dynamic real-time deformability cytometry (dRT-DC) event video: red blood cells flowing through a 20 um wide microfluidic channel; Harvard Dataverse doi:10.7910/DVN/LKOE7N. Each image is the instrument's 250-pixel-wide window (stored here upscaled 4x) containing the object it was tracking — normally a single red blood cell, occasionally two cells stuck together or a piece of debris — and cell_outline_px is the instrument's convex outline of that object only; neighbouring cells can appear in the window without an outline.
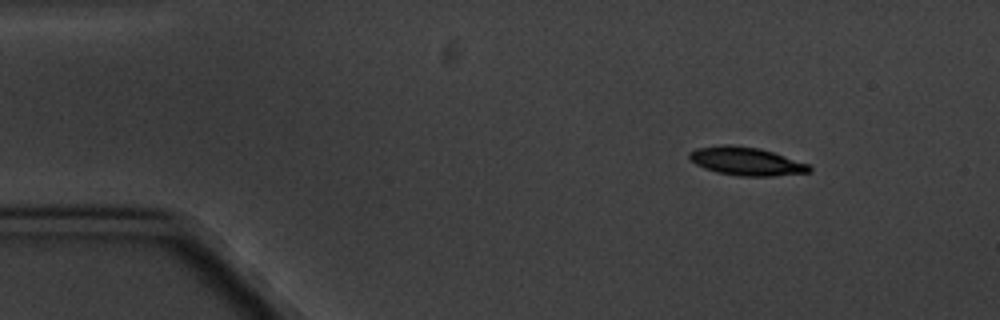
{"species": "common noctule bat (a hibernating species)", "species_latin": "Nyctalus noctula", "temperature_condition": "cold", "stored_images_in_passage": 7, "camera_frame_rate_fps": 3000, "um_per_image_px": 0.085, "animal": {"sex": "male", "body_mass_g": 20.1, "forearm_length_mm": 53.5}, "frame": {"image": 1, "passage_image": 1, "time_ms": 0.0, "image_size_px": [1000, 320], "cell_outline_px": [[812, 172], [772, 176], [740, 176], [716, 172], [704, 168], [696, 164], [688, 156], [688, 152], [696, 148], [724, 144], [728, 144], [760, 148], [808, 164], [812, 168]], "centroid_in_image_um": [63.41, 13.71], "position_along_channel_um": 21.6, "area_um2": 19.71}}
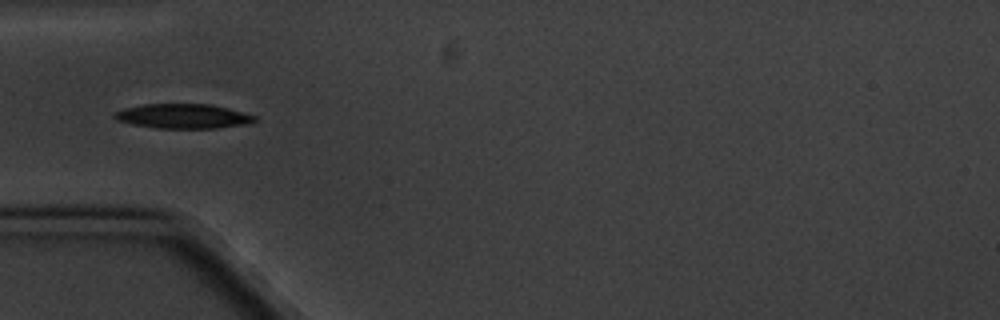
{"frame": {"image": 2, "passage_image": 4, "time_ms": 3.667, "image_size_px": [1000, 320], "cell_outline_px": [[260, 120], [252, 124], [216, 128], [156, 128], [132, 124], [116, 120], [112, 116], [116, 112], [124, 108], [144, 104], [208, 104], [228, 108], [256, 116]], "centroid_in_image_um": [15.62, 9.88], "position_along_channel_um": 69.4, "area_um2": 20.23}}